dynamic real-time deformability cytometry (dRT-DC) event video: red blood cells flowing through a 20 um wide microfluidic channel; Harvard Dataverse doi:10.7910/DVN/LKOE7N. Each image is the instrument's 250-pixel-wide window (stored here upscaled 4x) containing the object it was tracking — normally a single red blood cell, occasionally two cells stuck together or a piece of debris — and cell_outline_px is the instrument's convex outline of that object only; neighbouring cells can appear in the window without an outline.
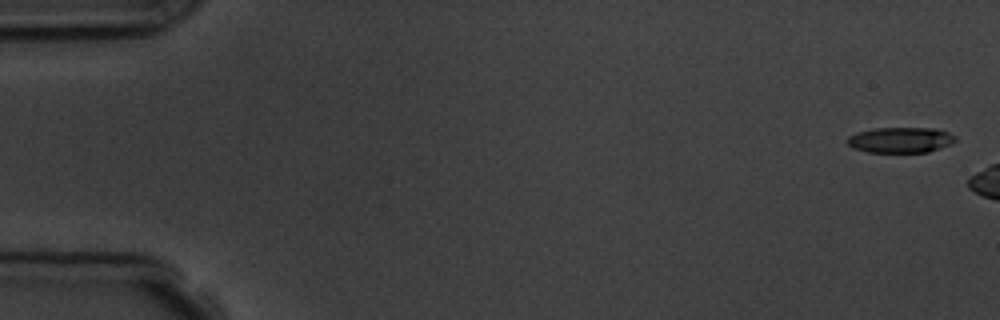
{"species": "common noctule bat (a hibernating species)", "species_latin": "Nyctalus noctula", "temperature_condition": "room temperature", "stored_images_in_passage": 6, "segment_of_instrument_passage": [1, 2], "camera_frame_rate_fps": 3000, "um_per_image_px": 0.085, "animal": {"sex": "male", "body_mass_g": 19.5, "forearm_length_mm": 54.6}, "frame": {"image": 1, "passage_image": 1, "time_ms": 0.0, "image_size_px": [1000, 320], "cell_outline_px": [[956, 140], [952, 144], [928, 152], [868, 152], [852, 148], [848, 144], [848, 136], [856, 132], [872, 128], [936, 128], [948, 132], [956, 136]], "centroid_in_image_um": [76.55, 11.89], "position_along_channel_um": 8.4, "area_um2": 16.24}}